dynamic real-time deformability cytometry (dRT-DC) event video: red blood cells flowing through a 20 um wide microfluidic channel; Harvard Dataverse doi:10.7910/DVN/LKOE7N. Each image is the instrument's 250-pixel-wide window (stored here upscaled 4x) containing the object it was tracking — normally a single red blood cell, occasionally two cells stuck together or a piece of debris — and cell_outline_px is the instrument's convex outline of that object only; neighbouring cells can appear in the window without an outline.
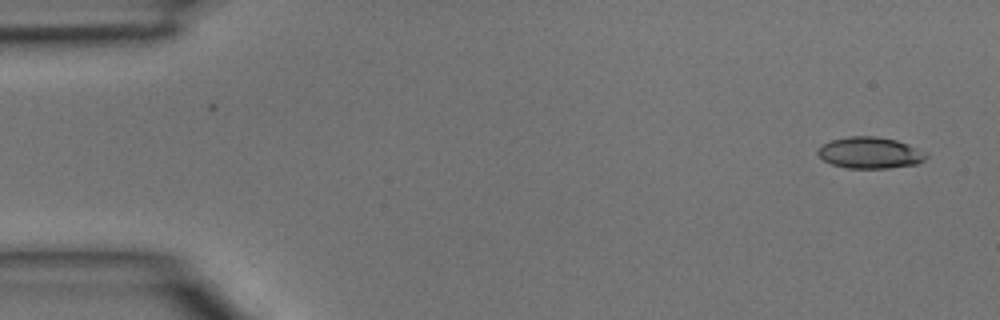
{"species": "common noctule bat (a hibernating species)", "species_latin": "Nyctalus noctula", "temperature_condition": "room temperature", "stored_images_in_passage": 3, "camera_frame_rate_fps": 3000, "um_per_image_px": 0.085, "animal": {"sex": "male", "body_mass_g": 15.6}, "frame": {"image": 1, "passage_image": 1, "time_ms": 0.0, "image_size_px": [1000, 320], "cell_outline_px": [[928, 156], [924, 160], [916, 164], [888, 168], [848, 168], [832, 164], [824, 160], [816, 152], [816, 148], [832, 140], [848, 136], [876, 136], [896, 140], [928, 152]], "centroid_in_image_um": [73.96, 12.98], "position_along_channel_um": 11.0, "area_um2": 19.83}}